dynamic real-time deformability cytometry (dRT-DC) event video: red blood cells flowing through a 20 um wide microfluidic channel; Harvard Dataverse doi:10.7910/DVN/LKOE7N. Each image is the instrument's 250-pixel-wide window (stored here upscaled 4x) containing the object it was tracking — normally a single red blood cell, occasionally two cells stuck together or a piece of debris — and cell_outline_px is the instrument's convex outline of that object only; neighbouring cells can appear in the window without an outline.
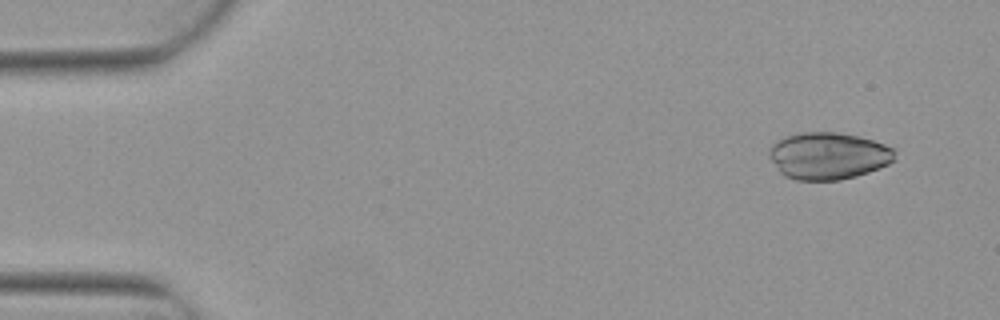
{"species": "Egyptian fruit bat (a non-hibernating species)", "species_latin": "Rousettus aegyptiacus", "temperature_condition": "warm", "stored_images_in_passage": 4, "camera_frame_rate_fps": 3000, "um_per_image_px": 0.085, "animal": {"sex": "female"}, "frame": {"image": 1, "passage_image": 1, "time_ms": 0.0, "image_size_px": [1000, 320], "cell_outline_px": [[896, 160], [880, 168], [856, 176], [840, 180], [796, 180], [784, 176], [780, 172], [768, 156], [768, 152], [772, 144], [784, 136], [804, 132], [836, 132], [860, 136], [896, 148]], "centroid_in_image_um": [70.42, 13.24], "position_along_channel_um": 14.6, "area_um2": 34.8}}
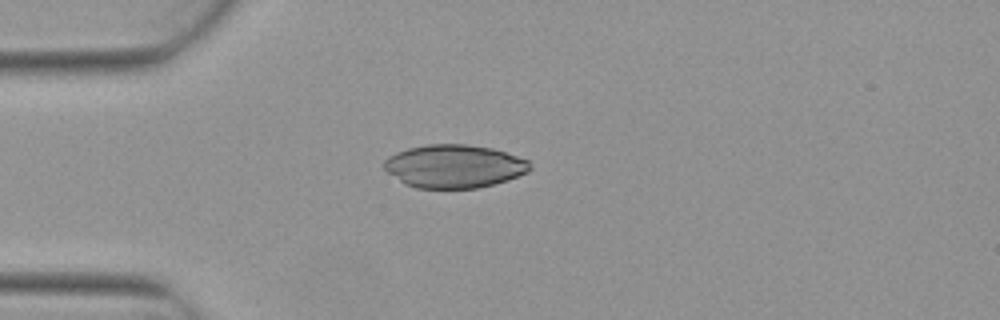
{"frame": {"image": 2, "passage_image": 4, "time_ms": 1.0, "image_size_px": [1000, 320], "cell_outline_px": [[532, 168], [528, 172], [508, 180], [476, 188], [416, 188], [404, 184], [388, 172], [384, 168], [384, 160], [388, 156], [396, 152], [408, 148], [428, 144], [464, 144], [492, 148], [528, 160]], "centroid_in_image_um": [38.59, 14.13], "position_along_channel_um": 46.4, "area_um2": 36.65}}